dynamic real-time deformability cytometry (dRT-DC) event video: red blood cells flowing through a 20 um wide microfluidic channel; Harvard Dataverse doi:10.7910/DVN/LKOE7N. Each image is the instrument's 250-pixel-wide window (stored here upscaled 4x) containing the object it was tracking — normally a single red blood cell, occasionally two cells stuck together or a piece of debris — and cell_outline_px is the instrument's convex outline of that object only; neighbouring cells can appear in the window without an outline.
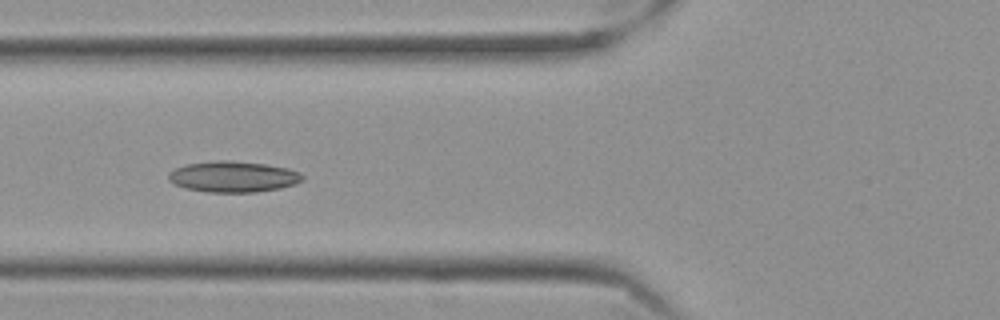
{"species": "Egyptian fruit bat (a non-hibernating species)", "species_latin": "Rousettus aegyptiacus", "temperature_condition": "cold", "stored_images_in_passage": 15, "camera_frame_rate_fps": 3000, "um_per_image_px": 0.085, "frame": {"image": 1, "passage_image": 9, "time_ms": 2.667, "image_size_px": [1000, 320], "cell_outline_px": [[304, 180], [296, 184], [280, 188], [256, 192], [208, 192], [184, 188], [172, 184], [168, 180], [168, 172], [176, 168], [188, 164], [220, 160], [228, 160], [264, 164], [288, 168], [300, 172], [304, 176]], "centroid_in_image_um": [19.82, 15.03], "position_along_channel_um": 106.0, "area_um2": 24.28}}